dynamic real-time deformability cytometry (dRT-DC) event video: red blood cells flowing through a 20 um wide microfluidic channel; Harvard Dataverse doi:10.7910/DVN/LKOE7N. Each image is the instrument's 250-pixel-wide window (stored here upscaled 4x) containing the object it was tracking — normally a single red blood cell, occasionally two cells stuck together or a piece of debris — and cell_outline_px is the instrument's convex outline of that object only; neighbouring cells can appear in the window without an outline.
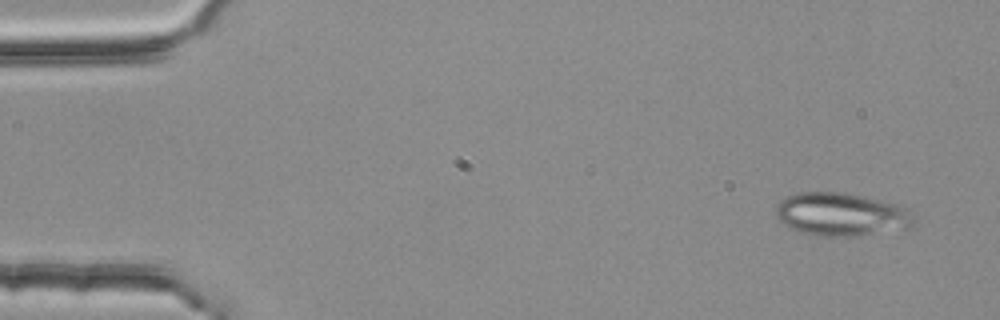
{"species": "common noctule bat (a hibernating species)", "species_latin": "Nyctalus noctula", "temperature_condition": "room temperature", "stored_images_in_passage": 5, "segment_of_instrument_passage": [1, 2], "camera_frame_rate_fps": 3000, "um_per_image_px": 0.085, "animal": {"sex": "female", "body_mass_g": 25.1}, "frame": {"image": 1, "passage_image": 1, "time_ms": 0.0, "image_size_px": [1000, 320], "cell_outline_px": [[916, 224], [908, 228], [852, 236], [812, 236], [788, 228], [780, 220], [776, 212], [776, 208], [780, 200], [796, 192], [844, 192], [896, 204], [908, 208], [912, 212], [916, 220]], "centroid_in_image_um": [71.52, 18.23], "position_along_channel_um": 13.5, "area_um2": 34.85}}